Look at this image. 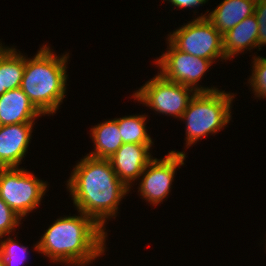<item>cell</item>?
Returning <instances> with one entry per match:
<instances>
[{
    "mask_svg": "<svg viewBox=\"0 0 266 266\" xmlns=\"http://www.w3.org/2000/svg\"><path fill=\"white\" fill-rule=\"evenodd\" d=\"M252 76L249 78L250 87L255 97L266 98V58L253 57Z\"/></svg>",
    "mask_w": 266,
    "mask_h": 266,
    "instance_id": "cell-19",
    "label": "cell"
},
{
    "mask_svg": "<svg viewBox=\"0 0 266 266\" xmlns=\"http://www.w3.org/2000/svg\"><path fill=\"white\" fill-rule=\"evenodd\" d=\"M146 117V115L139 114L114 118L118 124L123 144L153 145L152 138L146 131Z\"/></svg>",
    "mask_w": 266,
    "mask_h": 266,
    "instance_id": "cell-17",
    "label": "cell"
},
{
    "mask_svg": "<svg viewBox=\"0 0 266 266\" xmlns=\"http://www.w3.org/2000/svg\"><path fill=\"white\" fill-rule=\"evenodd\" d=\"M42 115L21 88L7 90L0 96V126L35 123Z\"/></svg>",
    "mask_w": 266,
    "mask_h": 266,
    "instance_id": "cell-12",
    "label": "cell"
},
{
    "mask_svg": "<svg viewBox=\"0 0 266 266\" xmlns=\"http://www.w3.org/2000/svg\"><path fill=\"white\" fill-rule=\"evenodd\" d=\"M94 151L87 154L99 159H110L123 145L118 124L115 119L102 122L91 128Z\"/></svg>",
    "mask_w": 266,
    "mask_h": 266,
    "instance_id": "cell-15",
    "label": "cell"
},
{
    "mask_svg": "<svg viewBox=\"0 0 266 266\" xmlns=\"http://www.w3.org/2000/svg\"><path fill=\"white\" fill-rule=\"evenodd\" d=\"M186 154L180 151H170L163 159L153 158L143 170L138 192L146 202L157 206L168 198L174 180L176 168L184 165ZM143 176V178H142Z\"/></svg>",
    "mask_w": 266,
    "mask_h": 266,
    "instance_id": "cell-9",
    "label": "cell"
},
{
    "mask_svg": "<svg viewBox=\"0 0 266 266\" xmlns=\"http://www.w3.org/2000/svg\"><path fill=\"white\" fill-rule=\"evenodd\" d=\"M152 145L124 143L109 159L117 177L130 189L140 179L147 164L153 159Z\"/></svg>",
    "mask_w": 266,
    "mask_h": 266,
    "instance_id": "cell-10",
    "label": "cell"
},
{
    "mask_svg": "<svg viewBox=\"0 0 266 266\" xmlns=\"http://www.w3.org/2000/svg\"><path fill=\"white\" fill-rule=\"evenodd\" d=\"M25 69V55L13 47H4L0 43V71L2 94L7 90L20 88Z\"/></svg>",
    "mask_w": 266,
    "mask_h": 266,
    "instance_id": "cell-16",
    "label": "cell"
},
{
    "mask_svg": "<svg viewBox=\"0 0 266 266\" xmlns=\"http://www.w3.org/2000/svg\"><path fill=\"white\" fill-rule=\"evenodd\" d=\"M165 1H169L171 3V6H175L177 8H190V7H198L199 5H203L206 2H208V0H165Z\"/></svg>",
    "mask_w": 266,
    "mask_h": 266,
    "instance_id": "cell-22",
    "label": "cell"
},
{
    "mask_svg": "<svg viewBox=\"0 0 266 266\" xmlns=\"http://www.w3.org/2000/svg\"><path fill=\"white\" fill-rule=\"evenodd\" d=\"M254 15L259 24L258 49L266 45V0H257Z\"/></svg>",
    "mask_w": 266,
    "mask_h": 266,
    "instance_id": "cell-21",
    "label": "cell"
},
{
    "mask_svg": "<svg viewBox=\"0 0 266 266\" xmlns=\"http://www.w3.org/2000/svg\"><path fill=\"white\" fill-rule=\"evenodd\" d=\"M21 217L0 198V238L15 230L21 224ZM1 240V239H0Z\"/></svg>",
    "mask_w": 266,
    "mask_h": 266,
    "instance_id": "cell-20",
    "label": "cell"
},
{
    "mask_svg": "<svg viewBox=\"0 0 266 266\" xmlns=\"http://www.w3.org/2000/svg\"><path fill=\"white\" fill-rule=\"evenodd\" d=\"M259 24L253 14L223 35V51L226 60L240 52L258 47Z\"/></svg>",
    "mask_w": 266,
    "mask_h": 266,
    "instance_id": "cell-14",
    "label": "cell"
},
{
    "mask_svg": "<svg viewBox=\"0 0 266 266\" xmlns=\"http://www.w3.org/2000/svg\"><path fill=\"white\" fill-rule=\"evenodd\" d=\"M2 95V80H1V71H0V96Z\"/></svg>",
    "mask_w": 266,
    "mask_h": 266,
    "instance_id": "cell-23",
    "label": "cell"
},
{
    "mask_svg": "<svg viewBox=\"0 0 266 266\" xmlns=\"http://www.w3.org/2000/svg\"><path fill=\"white\" fill-rule=\"evenodd\" d=\"M5 239L0 241V256L4 265L21 266L28 257V247L20 245L18 240L15 241L10 236Z\"/></svg>",
    "mask_w": 266,
    "mask_h": 266,
    "instance_id": "cell-18",
    "label": "cell"
},
{
    "mask_svg": "<svg viewBox=\"0 0 266 266\" xmlns=\"http://www.w3.org/2000/svg\"><path fill=\"white\" fill-rule=\"evenodd\" d=\"M58 218L41 236L34 249L53 262L85 266L104 254L107 233L90 216Z\"/></svg>",
    "mask_w": 266,
    "mask_h": 266,
    "instance_id": "cell-2",
    "label": "cell"
},
{
    "mask_svg": "<svg viewBox=\"0 0 266 266\" xmlns=\"http://www.w3.org/2000/svg\"><path fill=\"white\" fill-rule=\"evenodd\" d=\"M169 48L155 60L160 68V75L171 81L193 88L196 92H211L218 90L216 87H202L198 82L205 72L214 63L206 58H199L178 50L169 40ZM199 86V87H198Z\"/></svg>",
    "mask_w": 266,
    "mask_h": 266,
    "instance_id": "cell-8",
    "label": "cell"
},
{
    "mask_svg": "<svg viewBox=\"0 0 266 266\" xmlns=\"http://www.w3.org/2000/svg\"><path fill=\"white\" fill-rule=\"evenodd\" d=\"M34 124L0 126V168L19 167L28 152Z\"/></svg>",
    "mask_w": 266,
    "mask_h": 266,
    "instance_id": "cell-11",
    "label": "cell"
},
{
    "mask_svg": "<svg viewBox=\"0 0 266 266\" xmlns=\"http://www.w3.org/2000/svg\"><path fill=\"white\" fill-rule=\"evenodd\" d=\"M233 93L215 90L196 92L181 120H186V148L209 134H216L231 120Z\"/></svg>",
    "mask_w": 266,
    "mask_h": 266,
    "instance_id": "cell-4",
    "label": "cell"
},
{
    "mask_svg": "<svg viewBox=\"0 0 266 266\" xmlns=\"http://www.w3.org/2000/svg\"><path fill=\"white\" fill-rule=\"evenodd\" d=\"M43 45L33 58L25 57L20 88L33 105L45 116L59 109L66 94L69 53L57 56Z\"/></svg>",
    "mask_w": 266,
    "mask_h": 266,
    "instance_id": "cell-3",
    "label": "cell"
},
{
    "mask_svg": "<svg viewBox=\"0 0 266 266\" xmlns=\"http://www.w3.org/2000/svg\"><path fill=\"white\" fill-rule=\"evenodd\" d=\"M196 91L188 86L171 82L159 72L132 95L134 100L149 106L150 109L181 118Z\"/></svg>",
    "mask_w": 266,
    "mask_h": 266,
    "instance_id": "cell-7",
    "label": "cell"
},
{
    "mask_svg": "<svg viewBox=\"0 0 266 266\" xmlns=\"http://www.w3.org/2000/svg\"><path fill=\"white\" fill-rule=\"evenodd\" d=\"M0 266H5L1 256H0Z\"/></svg>",
    "mask_w": 266,
    "mask_h": 266,
    "instance_id": "cell-24",
    "label": "cell"
},
{
    "mask_svg": "<svg viewBox=\"0 0 266 266\" xmlns=\"http://www.w3.org/2000/svg\"><path fill=\"white\" fill-rule=\"evenodd\" d=\"M257 0H223L212 12L201 14L224 35L242 20L254 14Z\"/></svg>",
    "mask_w": 266,
    "mask_h": 266,
    "instance_id": "cell-13",
    "label": "cell"
},
{
    "mask_svg": "<svg viewBox=\"0 0 266 266\" xmlns=\"http://www.w3.org/2000/svg\"><path fill=\"white\" fill-rule=\"evenodd\" d=\"M72 171L67 188L75 208L106 230L107 219L116 216L120 201L130 189L117 177L109 159L86 155Z\"/></svg>",
    "mask_w": 266,
    "mask_h": 266,
    "instance_id": "cell-1",
    "label": "cell"
},
{
    "mask_svg": "<svg viewBox=\"0 0 266 266\" xmlns=\"http://www.w3.org/2000/svg\"><path fill=\"white\" fill-rule=\"evenodd\" d=\"M167 39L182 52L213 62L217 58L226 61L223 35L202 15L170 33Z\"/></svg>",
    "mask_w": 266,
    "mask_h": 266,
    "instance_id": "cell-6",
    "label": "cell"
},
{
    "mask_svg": "<svg viewBox=\"0 0 266 266\" xmlns=\"http://www.w3.org/2000/svg\"><path fill=\"white\" fill-rule=\"evenodd\" d=\"M19 167L0 168V198L22 219L40 206L47 182Z\"/></svg>",
    "mask_w": 266,
    "mask_h": 266,
    "instance_id": "cell-5",
    "label": "cell"
}]
</instances>
